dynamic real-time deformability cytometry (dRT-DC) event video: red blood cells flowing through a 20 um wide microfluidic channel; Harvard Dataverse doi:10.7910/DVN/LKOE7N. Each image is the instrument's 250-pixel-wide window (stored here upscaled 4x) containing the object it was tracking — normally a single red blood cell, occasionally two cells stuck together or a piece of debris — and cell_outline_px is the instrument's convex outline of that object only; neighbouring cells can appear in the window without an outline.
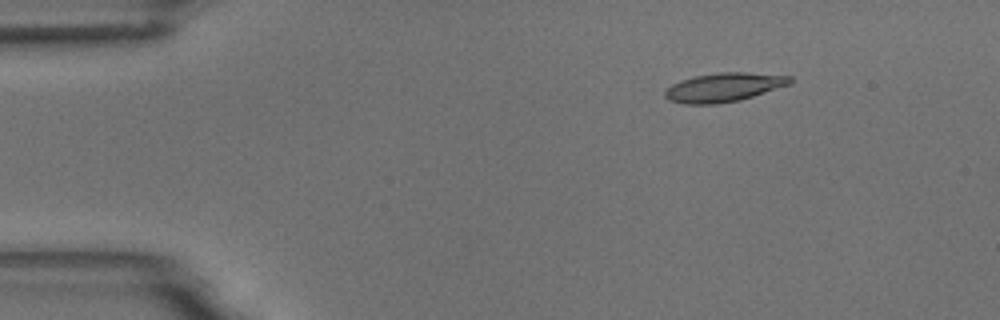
{"species": "common noctule bat (a hibernating species)", "species_latin": "Nyctalus noctula", "temperature_condition": "room temperature", "stored_images_in_passage": 6, "camera_frame_rate_fps": 3000, "um_per_image_px": 0.085, "animal": {"sex": "male", "body_mass_g": 18.8}, "frame": {"image": 1, "passage_image": 2, "time_ms": 2.0, "image_size_px": [1000, 320], "cell_outline_px": [[792, 84], [740, 100], [716, 104], [684, 104], [668, 100], [664, 96], [664, 92], [672, 84], [680, 80], [696, 76], [720, 72], [748, 72], [792, 76]], "centroid_in_image_um": [61.54, 7.42], "position_along_channel_um": 23.5, "area_um2": 21.15}}